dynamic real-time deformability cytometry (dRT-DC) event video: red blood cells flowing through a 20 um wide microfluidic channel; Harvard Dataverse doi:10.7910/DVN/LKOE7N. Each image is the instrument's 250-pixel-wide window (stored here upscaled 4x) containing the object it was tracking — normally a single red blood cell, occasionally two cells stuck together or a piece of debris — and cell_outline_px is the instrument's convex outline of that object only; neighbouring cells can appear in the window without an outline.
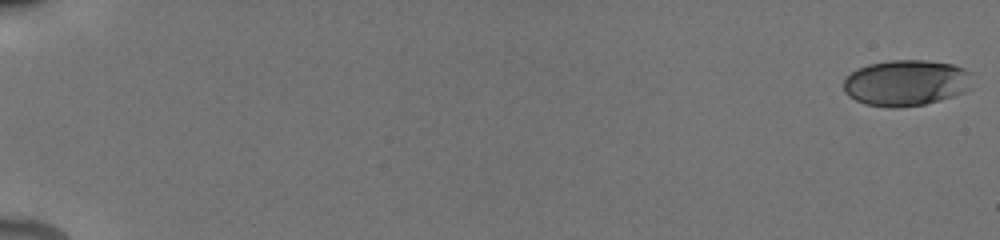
{"species": "human", "species_latin": "Homo sapiens", "temperature_condition": "cold", "stored_images_in_passage": 30, "camera_frame_rate_fps": 3000, "um_per_image_px": 0.085, "donor": {"sex": "male"}, "frame": {"image": 1, "passage_image": 1, "time_ms": 0.0, "image_size_px": [1000, 240], "cell_outline_px": [[968, 88], [964, 92], [940, 100], [924, 104], [896, 108], [892, 108], [864, 104], [848, 96], [844, 92], [844, 80], [856, 68], [868, 64], [888, 60], [924, 60], [952, 64], [964, 68], [968, 72]], "centroid_in_image_um": [76.95, 7.04], "position_along_channel_um": 8.1, "area_um2": 34.33}}
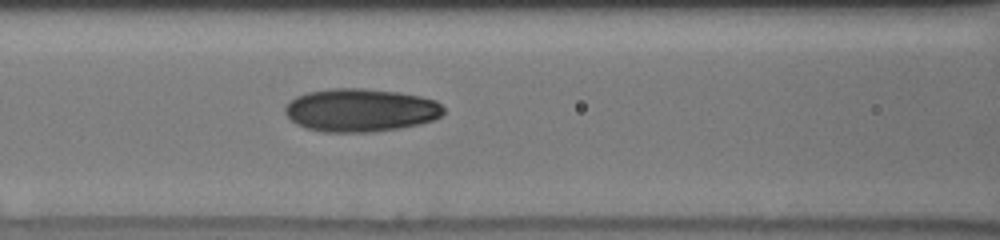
{"frame": {"image": 2, "passage_image": 16, "time_ms": 8.667, "image_size_px": [1000, 240], "cell_outline_px": [[444, 112], [440, 116], [432, 120], [420, 124], [400, 128], [372, 132], [324, 132], [304, 128], [296, 124], [284, 112], [284, 108], [296, 96], [308, 92], [332, 88], [364, 88], [400, 92], [420, 96], [436, 100], [444, 108]], "centroid_in_image_um": [30.65, 9.36], "position_along_channel_um": 135.9, "area_um2": 40.0}}
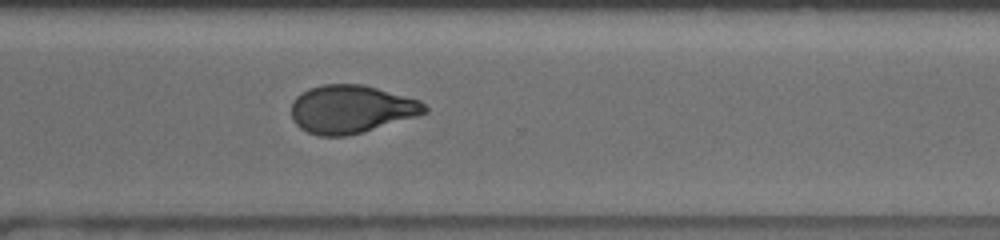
{"frame": {"image": 3, "passage_image": 30, "time_ms": 14.0, "image_size_px": [1000, 240], "cell_outline_px": [[428, 112], [416, 116], [348, 136], [320, 136], [308, 132], [300, 128], [292, 120], [292, 100], [296, 96], [308, 88], [324, 84], [360, 84], [376, 88], [420, 100], [428, 108]], "centroid_in_image_um": [29.82, 9.28], "position_along_channel_um": 340.8, "area_um2": 37.17}}